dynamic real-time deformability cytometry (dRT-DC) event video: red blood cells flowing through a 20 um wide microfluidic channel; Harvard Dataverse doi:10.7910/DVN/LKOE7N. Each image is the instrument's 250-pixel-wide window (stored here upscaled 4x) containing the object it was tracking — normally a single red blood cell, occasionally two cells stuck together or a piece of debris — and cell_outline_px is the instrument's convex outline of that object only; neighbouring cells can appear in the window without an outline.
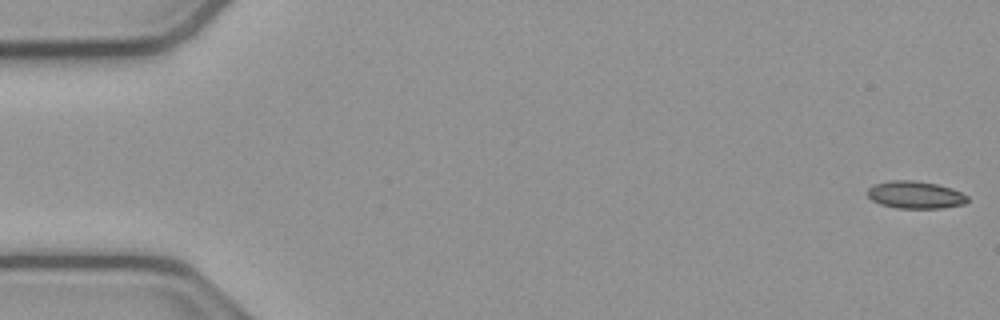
{"species": "common noctule bat (a hibernating species)", "species_latin": "Nyctalus noctula", "temperature_condition": "cold", "stored_images_in_passage": 54, "camera_frame_rate_fps": 3000, "um_per_image_px": 0.085, "animal": {"sex": "male", "body_mass_g": 23.1, "forearm_length_mm": 52.7}, "frame": {"image": 1, "passage_image": 1, "time_ms": 0.0, "image_size_px": [1000, 320], "cell_outline_px": [[968, 200], [964, 204], [944, 208], [896, 208], [880, 204], [872, 200], [868, 196], [868, 188], [872, 184], [888, 180], [916, 180], [936, 184], [952, 188], [968, 196]], "centroid_in_image_um": [77.78, 16.55], "position_along_channel_um": 7.2, "area_um2": 16.13}}
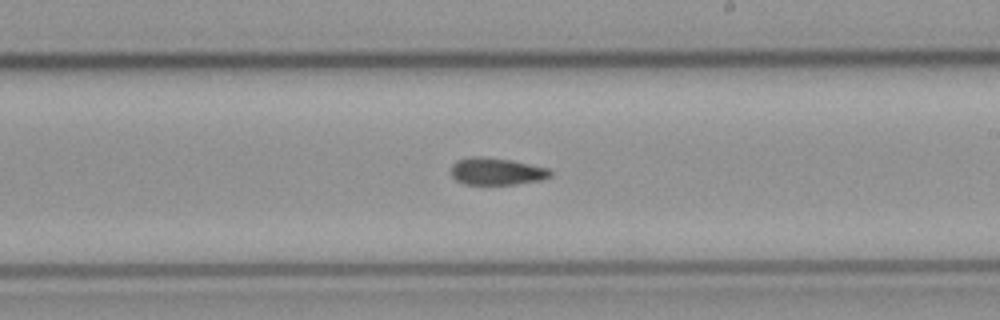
{"frame": {"image": 2, "passage_image": 31, "time_ms": 10.0, "image_size_px": [1000, 320], "cell_outline_px": [[552, 176], [540, 180], [516, 184], [464, 184], [456, 180], [448, 172], [452, 164], [456, 160], [472, 156], [484, 156], [512, 160], [548, 168], [552, 172]], "centroid_in_image_um": [42.16, 14.55], "position_along_channel_um": 246.8, "area_um2": 15.95}}
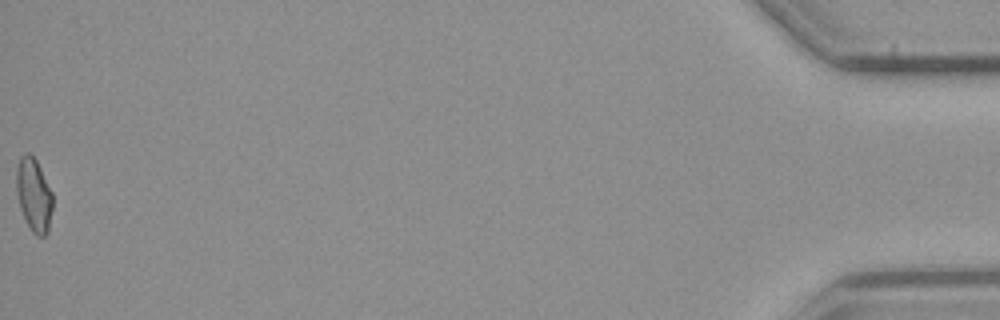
{"frame": {"image": 3, "passage_image": 54, "time_ms": 17.667, "image_size_px": [1000, 320], "cell_outline_px": [[52, 208], [48, 232], [44, 236], [36, 236], [32, 232], [20, 208], [16, 192], [16, 168], [20, 156], [24, 152], [28, 152], [36, 160], [52, 192]], "centroid_in_image_um": [2.86, 16.55], "position_along_channel_um": 432.3, "area_um2": 15.49}, "authors_computed_cell_mechanics": {"area_um2": 16.0395, "velocity_mm_per_s": 3.8367, "shape_relaxation_time_tau1_ms": null, "shape_relaxation_time_tau2_ms": 5.1376, "deformation_change_tau1": null, "deformation_change_tau2": 0.1036}}